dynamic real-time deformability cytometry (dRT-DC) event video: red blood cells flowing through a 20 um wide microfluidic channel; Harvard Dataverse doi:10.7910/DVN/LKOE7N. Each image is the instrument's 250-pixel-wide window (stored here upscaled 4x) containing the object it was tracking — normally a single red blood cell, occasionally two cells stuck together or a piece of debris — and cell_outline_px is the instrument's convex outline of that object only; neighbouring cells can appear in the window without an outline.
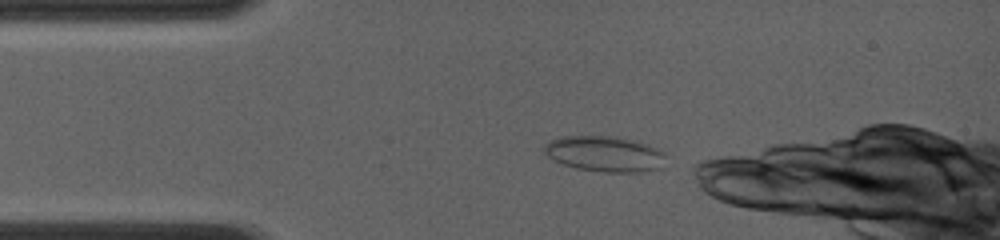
{"species": "common noctule bat (a hibernating species)", "species_latin": "Nyctalus noctula", "temperature_condition": "room temperature", "stored_images_in_passage": 42, "camera_frame_rate_fps": 4000, "um_per_image_px": 0.085, "animal": {"sex": "female", "body_mass_g": 19.0, "forearm_length_mm": 56.7}, "frame": {"image": 1, "passage_image": 1, "time_ms": 0.0, "image_size_px": [1000, 240], "cell_outline_px": [[664, 168], [640, 172], [600, 172], [576, 168], [552, 160], [544, 152], [544, 144], [548, 140], [560, 136], [616, 136], [636, 140], [648, 144], [664, 152]], "centroid_in_image_um": [51.4, 13.07], "position_along_channel_um": 33.6, "area_um2": 25.66}}
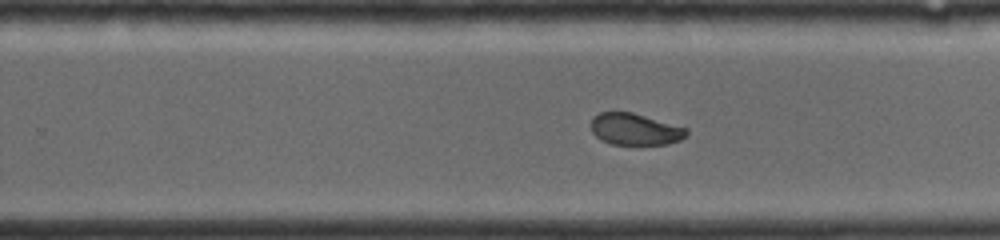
{"frame": {"image": 2, "passage_image": 27, "time_ms": 6.5, "image_size_px": [1000, 240], "cell_outline_px": [[688, 132], [680, 140], [668, 144], [612, 144], [600, 140], [592, 132], [592, 116], [600, 112], [632, 112], [688, 128]], "centroid_in_image_um": [53.97, 10.98], "position_along_channel_um": 275.8, "area_um2": 17.57}}
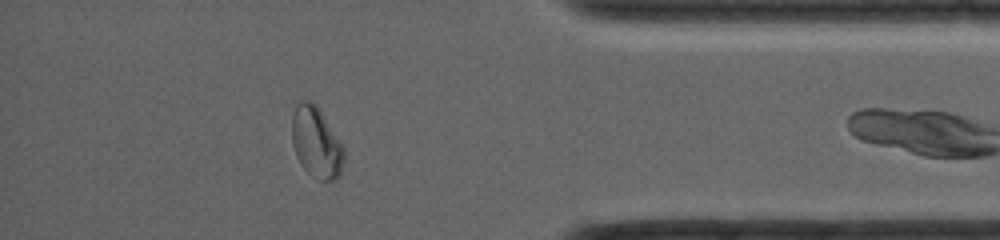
{"frame": {"image": 3, "passage_image": 41, "time_ms": 10.0, "image_size_px": [1000, 240], "cell_outline_px": [[344, 160], [340, 176], [332, 180], [316, 180], [300, 164], [296, 156], [292, 144], [292, 116], [296, 104], [300, 100], [312, 100], [320, 108], [344, 144]], "centroid_in_image_um": [26.9, 12.08], "position_along_channel_um": 408.3, "area_um2": 22.14}}